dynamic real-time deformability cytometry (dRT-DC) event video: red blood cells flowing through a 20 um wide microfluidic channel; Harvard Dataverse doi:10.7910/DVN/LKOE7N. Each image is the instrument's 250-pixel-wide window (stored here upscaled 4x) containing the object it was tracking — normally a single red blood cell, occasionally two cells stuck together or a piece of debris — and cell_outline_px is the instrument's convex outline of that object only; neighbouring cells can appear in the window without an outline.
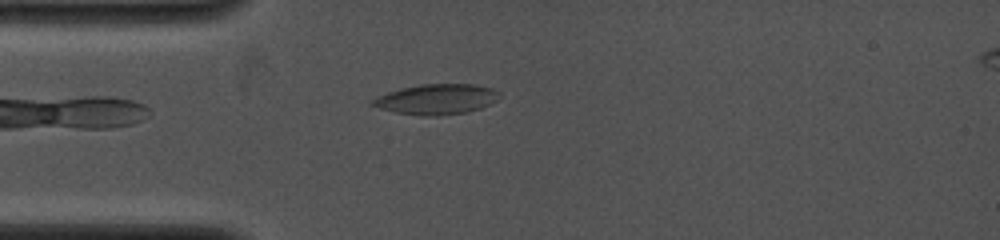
{"species": "common noctule bat (a hibernating species)", "species_latin": "Nyctalus noctula", "temperature_condition": "cold", "stored_images_in_passage": 11, "camera_frame_rate_fps": 4000, "um_per_image_px": 0.085, "animal": {"sex": "female", "body_mass_g": 19.0, "forearm_length_mm": 53.3}, "frame": {"image": 1, "passage_image": 3, "time_ms": 1.0, "image_size_px": [1000, 240], "cell_outline_px": [[500, 96], [496, 100], [480, 108], [468, 112], [436, 116], [424, 116], [396, 112], [380, 108], [368, 104], [376, 96], [400, 88], [420, 84], [472, 84], [492, 88], [500, 92]], "centroid_in_image_um": [37.08, 8.43], "position_along_channel_um": 47.9, "area_um2": 22.43}}
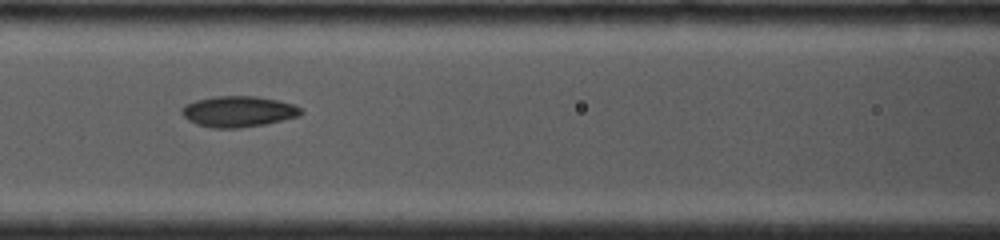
{"frame": {"image": 2, "passage_image": 8, "time_ms": 3.5, "image_size_px": [1000, 240], "cell_outline_px": [[304, 112], [300, 116], [264, 124], [240, 128], [212, 128], [196, 124], [188, 120], [180, 112], [180, 108], [184, 104], [196, 100], [212, 96], [256, 96], [276, 100], [292, 104], [300, 108]], "centroid_in_image_um": [20.21, 9.48], "position_along_channel_um": 146.4, "area_um2": 21.56}}
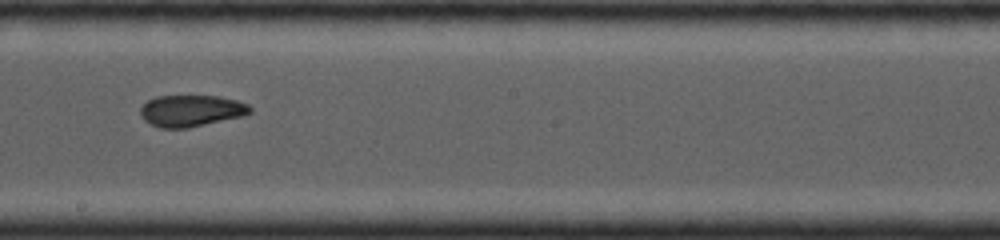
{"frame": {"image": 3, "passage_image": 11, "time_ms": 5.5, "image_size_px": [1000, 240], "cell_outline_px": [[252, 112], [244, 116], [188, 128], [160, 128], [144, 120], [140, 116], [140, 108], [148, 100], [156, 96], [220, 96], [236, 100], [248, 104], [252, 108]], "centroid_in_image_um": [16.26, 9.41], "position_along_channel_um": 231.9, "area_um2": 20.29}}